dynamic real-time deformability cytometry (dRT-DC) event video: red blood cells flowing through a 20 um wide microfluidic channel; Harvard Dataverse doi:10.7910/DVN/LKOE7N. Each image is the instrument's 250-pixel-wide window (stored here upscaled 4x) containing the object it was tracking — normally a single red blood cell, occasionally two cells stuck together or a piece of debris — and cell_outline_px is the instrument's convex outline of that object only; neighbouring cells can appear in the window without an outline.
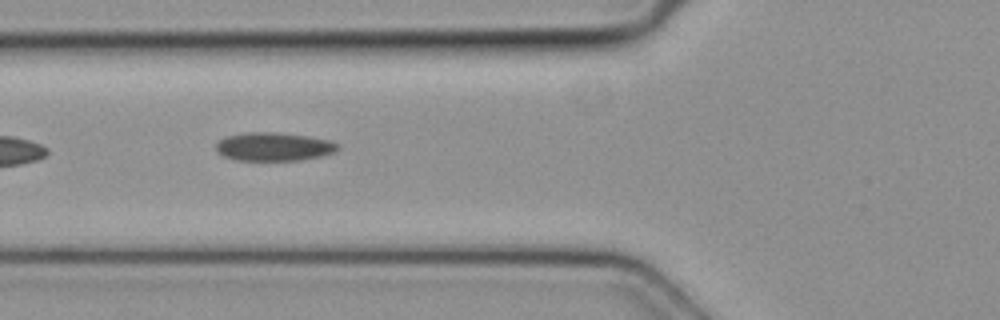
{"species": "common noctule bat (a hibernating species)", "species_latin": "Nyctalus noctula", "temperature_condition": "cold", "stored_images_in_passage": 7, "camera_frame_rate_fps": 3000, "um_per_image_px": 0.085, "animal": {"sex": "female", "body_mass_g": 19.3, "forearm_length_mm": 54.1}, "frame": {"image": 1, "passage_image": 5, "time_ms": 1.333, "image_size_px": [1000, 320], "cell_outline_px": [[340, 148], [332, 152], [320, 156], [300, 160], [236, 160], [224, 156], [216, 152], [216, 144], [220, 140], [228, 136], [248, 132], [276, 132], [308, 136], [332, 140]], "centroid_in_image_um": [23.27, 12.46], "position_along_channel_um": 102.5, "area_um2": 20.06}}
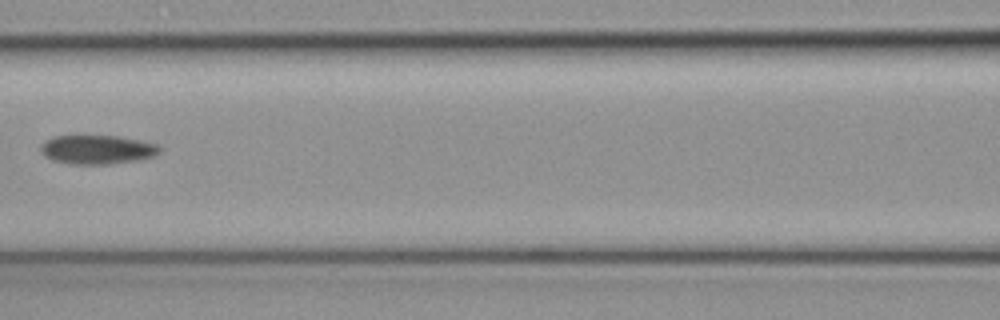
{"frame": {"image": 2, "passage_image": 6, "time_ms": 1.667, "image_size_px": [1000, 320], "cell_outline_px": [[160, 152], [152, 156], [140, 160], [108, 164], [68, 164], [52, 160], [44, 156], [40, 148], [40, 144], [52, 136], [120, 136], [140, 140], [156, 144], [160, 148]], "centroid_in_image_um": [8.23, 12.71], "position_along_channel_um": 158.4, "area_um2": 20.17}}